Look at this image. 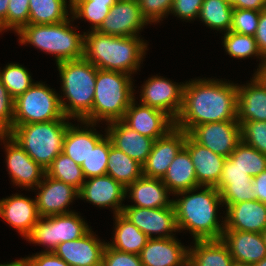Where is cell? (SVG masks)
<instances>
[{
  "label": "cell",
  "mask_w": 266,
  "mask_h": 266,
  "mask_svg": "<svg viewBox=\"0 0 266 266\" xmlns=\"http://www.w3.org/2000/svg\"><path fill=\"white\" fill-rule=\"evenodd\" d=\"M237 121V84L209 78L186 81L174 126L187 133L204 123Z\"/></svg>",
  "instance_id": "cell-1"
},
{
  "label": "cell",
  "mask_w": 266,
  "mask_h": 266,
  "mask_svg": "<svg viewBox=\"0 0 266 266\" xmlns=\"http://www.w3.org/2000/svg\"><path fill=\"white\" fill-rule=\"evenodd\" d=\"M174 196L178 197L173 200L172 204L179 232L189 231L193 240L221 239L225 229V220L223 216H221L222 221L219 220L217 213L220 205L223 207V202L220 192L214 186H200L176 193Z\"/></svg>",
  "instance_id": "cell-2"
},
{
  "label": "cell",
  "mask_w": 266,
  "mask_h": 266,
  "mask_svg": "<svg viewBox=\"0 0 266 266\" xmlns=\"http://www.w3.org/2000/svg\"><path fill=\"white\" fill-rule=\"evenodd\" d=\"M139 36H111L97 30L84 32V58L95 67L132 76L141 68L147 44Z\"/></svg>",
  "instance_id": "cell-3"
},
{
  "label": "cell",
  "mask_w": 266,
  "mask_h": 266,
  "mask_svg": "<svg viewBox=\"0 0 266 266\" xmlns=\"http://www.w3.org/2000/svg\"><path fill=\"white\" fill-rule=\"evenodd\" d=\"M56 66L63 92L59 96L63 114L74 121L83 120L92 111L98 68L84 57L63 61Z\"/></svg>",
  "instance_id": "cell-4"
},
{
  "label": "cell",
  "mask_w": 266,
  "mask_h": 266,
  "mask_svg": "<svg viewBox=\"0 0 266 266\" xmlns=\"http://www.w3.org/2000/svg\"><path fill=\"white\" fill-rule=\"evenodd\" d=\"M67 19L54 24H27L17 35L19 43L54 55L56 64L84 57V33H77L76 27Z\"/></svg>",
  "instance_id": "cell-5"
},
{
  "label": "cell",
  "mask_w": 266,
  "mask_h": 266,
  "mask_svg": "<svg viewBox=\"0 0 266 266\" xmlns=\"http://www.w3.org/2000/svg\"><path fill=\"white\" fill-rule=\"evenodd\" d=\"M132 80L127 73L98 69L92 111L83 120L106 124L122 120L135 99Z\"/></svg>",
  "instance_id": "cell-6"
},
{
  "label": "cell",
  "mask_w": 266,
  "mask_h": 266,
  "mask_svg": "<svg viewBox=\"0 0 266 266\" xmlns=\"http://www.w3.org/2000/svg\"><path fill=\"white\" fill-rule=\"evenodd\" d=\"M70 118L13 125L8 135L43 169L63 152V141Z\"/></svg>",
  "instance_id": "cell-7"
},
{
  "label": "cell",
  "mask_w": 266,
  "mask_h": 266,
  "mask_svg": "<svg viewBox=\"0 0 266 266\" xmlns=\"http://www.w3.org/2000/svg\"><path fill=\"white\" fill-rule=\"evenodd\" d=\"M60 95L43 82H35L14 99L13 125L59 120L64 117Z\"/></svg>",
  "instance_id": "cell-8"
},
{
  "label": "cell",
  "mask_w": 266,
  "mask_h": 266,
  "mask_svg": "<svg viewBox=\"0 0 266 266\" xmlns=\"http://www.w3.org/2000/svg\"><path fill=\"white\" fill-rule=\"evenodd\" d=\"M90 230L77 212H71L40 217L25 239L29 243L46 247L43 252H53L60 243L82 238Z\"/></svg>",
  "instance_id": "cell-9"
},
{
  "label": "cell",
  "mask_w": 266,
  "mask_h": 266,
  "mask_svg": "<svg viewBox=\"0 0 266 266\" xmlns=\"http://www.w3.org/2000/svg\"><path fill=\"white\" fill-rule=\"evenodd\" d=\"M0 141L5 147L7 171L13 185L26 190L35 189L44 178L46 170L36 163L8 134H0Z\"/></svg>",
  "instance_id": "cell-10"
},
{
  "label": "cell",
  "mask_w": 266,
  "mask_h": 266,
  "mask_svg": "<svg viewBox=\"0 0 266 266\" xmlns=\"http://www.w3.org/2000/svg\"><path fill=\"white\" fill-rule=\"evenodd\" d=\"M122 214L149 239L175 237L173 232H179L173 204L152 209L124 206Z\"/></svg>",
  "instance_id": "cell-11"
},
{
  "label": "cell",
  "mask_w": 266,
  "mask_h": 266,
  "mask_svg": "<svg viewBox=\"0 0 266 266\" xmlns=\"http://www.w3.org/2000/svg\"><path fill=\"white\" fill-rule=\"evenodd\" d=\"M184 86L183 82L173 83L170 79L154 75L141 86L139 102L164 111L175 121L182 108Z\"/></svg>",
  "instance_id": "cell-12"
},
{
  "label": "cell",
  "mask_w": 266,
  "mask_h": 266,
  "mask_svg": "<svg viewBox=\"0 0 266 266\" xmlns=\"http://www.w3.org/2000/svg\"><path fill=\"white\" fill-rule=\"evenodd\" d=\"M188 135L200 145L228 158L241 141L238 121L204 123L193 127Z\"/></svg>",
  "instance_id": "cell-13"
},
{
  "label": "cell",
  "mask_w": 266,
  "mask_h": 266,
  "mask_svg": "<svg viewBox=\"0 0 266 266\" xmlns=\"http://www.w3.org/2000/svg\"><path fill=\"white\" fill-rule=\"evenodd\" d=\"M33 190H38L35 200L40 217L74 212L69 210L68 206L79 198V190L77 188L53 179L46 174L40 184Z\"/></svg>",
  "instance_id": "cell-14"
},
{
  "label": "cell",
  "mask_w": 266,
  "mask_h": 266,
  "mask_svg": "<svg viewBox=\"0 0 266 266\" xmlns=\"http://www.w3.org/2000/svg\"><path fill=\"white\" fill-rule=\"evenodd\" d=\"M146 24L137 0H117L97 31L111 36H139Z\"/></svg>",
  "instance_id": "cell-15"
},
{
  "label": "cell",
  "mask_w": 266,
  "mask_h": 266,
  "mask_svg": "<svg viewBox=\"0 0 266 266\" xmlns=\"http://www.w3.org/2000/svg\"><path fill=\"white\" fill-rule=\"evenodd\" d=\"M187 134L174 126L164 136L156 139L146 162L142 165L143 176L162 179L173 159L184 147Z\"/></svg>",
  "instance_id": "cell-16"
},
{
  "label": "cell",
  "mask_w": 266,
  "mask_h": 266,
  "mask_svg": "<svg viewBox=\"0 0 266 266\" xmlns=\"http://www.w3.org/2000/svg\"><path fill=\"white\" fill-rule=\"evenodd\" d=\"M126 188L108 174L85 179L79 189V199L86 200L92 205L110 208L113 215L122 213L126 199Z\"/></svg>",
  "instance_id": "cell-17"
},
{
  "label": "cell",
  "mask_w": 266,
  "mask_h": 266,
  "mask_svg": "<svg viewBox=\"0 0 266 266\" xmlns=\"http://www.w3.org/2000/svg\"><path fill=\"white\" fill-rule=\"evenodd\" d=\"M135 100L136 98L131 102L122 119L131 129L156 140L174 127V120L164 111Z\"/></svg>",
  "instance_id": "cell-18"
},
{
  "label": "cell",
  "mask_w": 266,
  "mask_h": 266,
  "mask_svg": "<svg viewBox=\"0 0 266 266\" xmlns=\"http://www.w3.org/2000/svg\"><path fill=\"white\" fill-rule=\"evenodd\" d=\"M94 233L91 229L82 238L62 242L53 252L69 266H102L107 242H102Z\"/></svg>",
  "instance_id": "cell-19"
},
{
  "label": "cell",
  "mask_w": 266,
  "mask_h": 266,
  "mask_svg": "<svg viewBox=\"0 0 266 266\" xmlns=\"http://www.w3.org/2000/svg\"><path fill=\"white\" fill-rule=\"evenodd\" d=\"M176 237L148 239L139 253L143 266H187L189 247Z\"/></svg>",
  "instance_id": "cell-20"
},
{
  "label": "cell",
  "mask_w": 266,
  "mask_h": 266,
  "mask_svg": "<svg viewBox=\"0 0 266 266\" xmlns=\"http://www.w3.org/2000/svg\"><path fill=\"white\" fill-rule=\"evenodd\" d=\"M221 240L230 251L234 263L254 266L266 257L262 233L224 230Z\"/></svg>",
  "instance_id": "cell-21"
},
{
  "label": "cell",
  "mask_w": 266,
  "mask_h": 266,
  "mask_svg": "<svg viewBox=\"0 0 266 266\" xmlns=\"http://www.w3.org/2000/svg\"><path fill=\"white\" fill-rule=\"evenodd\" d=\"M0 217L26 238L40 219L36 200L22 194H12L0 200Z\"/></svg>",
  "instance_id": "cell-22"
},
{
  "label": "cell",
  "mask_w": 266,
  "mask_h": 266,
  "mask_svg": "<svg viewBox=\"0 0 266 266\" xmlns=\"http://www.w3.org/2000/svg\"><path fill=\"white\" fill-rule=\"evenodd\" d=\"M105 132L112 145L143 165L149 156L154 141L127 126L122 120L107 123Z\"/></svg>",
  "instance_id": "cell-23"
},
{
  "label": "cell",
  "mask_w": 266,
  "mask_h": 266,
  "mask_svg": "<svg viewBox=\"0 0 266 266\" xmlns=\"http://www.w3.org/2000/svg\"><path fill=\"white\" fill-rule=\"evenodd\" d=\"M225 229L262 233L266 229V204L258 200L225 207Z\"/></svg>",
  "instance_id": "cell-24"
},
{
  "label": "cell",
  "mask_w": 266,
  "mask_h": 266,
  "mask_svg": "<svg viewBox=\"0 0 266 266\" xmlns=\"http://www.w3.org/2000/svg\"><path fill=\"white\" fill-rule=\"evenodd\" d=\"M251 81L237 84V121H266V87L253 74Z\"/></svg>",
  "instance_id": "cell-25"
},
{
  "label": "cell",
  "mask_w": 266,
  "mask_h": 266,
  "mask_svg": "<svg viewBox=\"0 0 266 266\" xmlns=\"http://www.w3.org/2000/svg\"><path fill=\"white\" fill-rule=\"evenodd\" d=\"M184 147L189 151L200 186H216L219 182L226 157L195 142L188 134Z\"/></svg>",
  "instance_id": "cell-26"
},
{
  "label": "cell",
  "mask_w": 266,
  "mask_h": 266,
  "mask_svg": "<svg viewBox=\"0 0 266 266\" xmlns=\"http://www.w3.org/2000/svg\"><path fill=\"white\" fill-rule=\"evenodd\" d=\"M77 122L84 126L69 124L63 141V153L81 166L91 150L104 138V135L98 133L94 128L98 123L84 120H77Z\"/></svg>",
  "instance_id": "cell-27"
},
{
  "label": "cell",
  "mask_w": 266,
  "mask_h": 266,
  "mask_svg": "<svg viewBox=\"0 0 266 266\" xmlns=\"http://www.w3.org/2000/svg\"><path fill=\"white\" fill-rule=\"evenodd\" d=\"M125 194L128 199L131 198L130 200L134 201V204L124 206L152 209L170 207L173 203V199L168 197L171 193L160 178L142 176L126 187Z\"/></svg>",
  "instance_id": "cell-28"
},
{
  "label": "cell",
  "mask_w": 266,
  "mask_h": 266,
  "mask_svg": "<svg viewBox=\"0 0 266 266\" xmlns=\"http://www.w3.org/2000/svg\"><path fill=\"white\" fill-rule=\"evenodd\" d=\"M162 182L173 195L200 187L189 151L185 147L178 152L169 165Z\"/></svg>",
  "instance_id": "cell-29"
},
{
  "label": "cell",
  "mask_w": 266,
  "mask_h": 266,
  "mask_svg": "<svg viewBox=\"0 0 266 266\" xmlns=\"http://www.w3.org/2000/svg\"><path fill=\"white\" fill-rule=\"evenodd\" d=\"M189 247V266H233L230 251L222 240H194Z\"/></svg>",
  "instance_id": "cell-30"
},
{
  "label": "cell",
  "mask_w": 266,
  "mask_h": 266,
  "mask_svg": "<svg viewBox=\"0 0 266 266\" xmlns=\"http://www.w3.org/2000/svg\"><path fill=\"white\" fill-rule=\"evenodd\" d=\"M113 218L115 219L113 241L106 244L115 250L139 255L149 238L122 213L114 215Z\"/></svg>",
  "instance_id": "cell-31"
},
{
  "label": "cell",
  "mask_w": 266,
  "mask_h": 266,
  "mask_svg": "<svg viewBox=\"0 0 266 266\" xmlns=\"http://www.w3.org/2000/svg\"><path fill=\"white\" fill-rule=\"evenodd\" d=\"M106 174L126 188L143 176V166L123 151L111 145Z\"/></svg>",
  "instance_id": "cell-32"
},
{
  "label": "cell",
  "mask_w": 266,
  "mask_h": 266,
  "mask_svg": "<svg viewBox=\"0 0 266 266\" xmlns=\"http://www.w3.org/2000/svg\"><path fill=\"white\" fill-rule=\"evenodd\" d=\"M67 8L65 0H29L28 24L63 22L71 17Z\"/></svg>",
  "instance_id": "cell-33"
},
{
  "label": "cell",
  "mask_w": 266,
  "mask_h": 266,
  "mask_svg": "<svg viewBox=\"0 0 266 266\" xmlns=\"http://www.w3.org/2000/svg\"><path fill=\"white\" fill-rule=\"evenodd\" d=\"M233 11L225 0H203L198 19L211 29L227 33L231 29Z\"/></svg>",
  "instance_id": "cell-34"
},
{
  "label": "cell",
  "mask_w": 266,
  "mask_h": 266,
  "mask_svg": "<svg viewBox=\"0 0 266 266\" xmlns=\"http://www.w3.org/2000/svg\"><path fill=\"white\" fill-rule=\"evenodd\" d=\"M46 175L70 184L78 190L85 182L81 166L63 152H61L46 169Z\"/></svg>",
  "instance_id": "cell-35"
},
{
  "label": "cell",
  "mask_w": 266,
  "mask_h": 266,
  "mask_svg": "<svg viewBox=\"0 0 266 266\" xmlns=\"http://www.w3.org/2000/svg\"><path fill=\"white\" fill-rule=\"evenodd\" d=\"M228 158L251 177H255L266 170V155L242 140Z\"/></svg>",
  "instance_id": "cell-36"
},
{
  "label": "cell",
  "mask_w": 266,
  "mask_h": 266,
  "mask_svg": "<svg viewBox=\"0 0 266 266\" xmlns=\"http://www.w3.org/2000/svg\"><path fill=\"white\" fill-rule=\"evenodd\" d=\"M222 37V44L226 54L228 53L231 58L246 59L247 57H256L261 61L259 64L265 60L259 51L254 36L229 31L224 33Z\"/></svg>",
  "instance_id": "cell-37"
},
{
  "label": "cell",
  "mask_w": 266,
  "mask_h": 266,
  "mask_svg": "<svg viewBox=\"0 0 266 266\" xmlns=\"http://www.w3.org/2000/svg\"><path fill=\"white\" fill-rule=\"evenodd\" d=\"M0 79L13 99L35 83L28 69L18 63H9L0 70Z\"/></svg>",
  "instance_id": "cell-38"
},
{
  "label": "cell",
  "mask_w": 266,
  "mask_h": 266,
  "mask_svg": "<svg viewBox=\"0 0 266 266\" xmlns=\"http://www.w3.org/2000/svg\"><path fill=\"white\" fill-rule=\"evenodd\" d=\"M117 0H86L76 7L71 16L91 23L90 30H97Z\"/></svg>",
  "instance_id": "cell-39"
},
{
  "label": "cell",
  "mask_w": 266,
  "mask_h": 266,
  "mask_svg": "<svg viewBox=\"0 0 266 266\" xmlns=\"http://www.w3.org/2000/svg\"><path fill=\"white\" fill-rule=\"evenodd\" d=\"M112 145L110 138L105 133L104 138L91 150L87 159L81 164L85 179L106 174L109 149Z\"/></svg>",
  "instance_id": "cell-40"
},
{
  "label": "cell",
  "mask_w": 266,
  "mask_h": 266,
  "mask_svg": "<svg viewBox=\"0 0 266 266\" xmlns=\"http://www.w3.org/2000/svg\"><path fill=\"white\" fill-rule=\"evenodd\" d=\"M240 126L241 140L266 155V121H245Z\"/></svg>",
  "instance_id": "cell-41"
},
{
  "label": "cell",
  "mask_w": 266,
  "mask_h": 266,
  "mask_svg": "<svg viewBox=\"0 0 266 266\" xmlns=\"http://www.w3.org/2000/svg\"><path fill=\"white\" fill-rule=\"evenodd\" d=\"M260 11L234 8L230 31L254 36L258 27Z\"/></svg>",
  "instance_id": "cell-42"
},
{
  "label": "cell",
  "mask_w": 266,
  "mask_h": 266,
  "mask_svg": "<svg viewBox=\"0 0 266 266\" xmlns=\"http://www.w3.org/2000/svg\"><path fill=\"white\" fill-rule=\"evenodd\" d=\"M142 16L149 24H157L168 17L173 0H137Z\"/></svg>",
  "instance_id": "cell-43"
},
{
  "label": "cell",
  "mask_w": 266,
  "mask_h": 266,
  "mask_svg": "<svg viewBox=\"0 0 266 266\" xmlns=\"http://www.w3.org/2000/svg\"><path fill=\"white\" fill-rule=\"evenodd\" d=\"M29 0H9L7 10V30L16 34L28 24Z\"/></svg>",
  "instance_id": "cell-44"
},
{
  "label": "cell",
  "mask_w": 266,
  "mask_h": 266,
  "mask_svg": "<svg viewBox=\"0 0 266 266\" xmlns=\"http://www.w3.org/2000/svg\"><path fill=\"white\" fill-rule=\"evenodd\" d=\"M252 183L253 179L247 184L225 185L219 191L223 206L256 200V195L252 190Z\"/></svg>",
  "instance_id": "cell-45"
},
{
  "label": "cell",
  "mask_w": 266,
  "mask_h": 266,
  "mask_svg": "<svg viewBox=\"0 0 266 266\" xmlns=\"http://www.w3.org/2000/svg\"><path fill=\"white\" fill-rule=\"evenodd\" d=\"M14 99L0 79V134H8L13 127Z\"/></svg>",
  "instance_id": "cell-46"
},
{
  "label": "cell",
  "mask_w": 266,
  "mask_h": 266,
  "mask_svg": "<svg viewBox=\"0 0 266 266\" xmlns=\"http://www.w3.org/2000/svg\"><path fill=\"white\" fill-rule=\"evenodd\" d=\"M253 177L245 174L229 158H226L218 184L215 188L220 191L225 185L247 184Z\"/></svg>",
  "instance_id": "cell-47"
},
{
  "label": "cell",
  "mask_w": 266,
  "mask_h": 266,
  "mask_svg": "<svg viewBox=\"0 0 266 266\" xmlns=\"http://www.w3.org/2000/svg\"><path fill=\"white\" fill-rule=\"evenodd\" d=\"M102 266H143L139 255L115 250L107 244L103 251Z\"/></svg>",
  "instance_id": "cell-48"
},
{
  "label": "cell",
  "mask_w": 266,
  "mask_h": 266,
  "mask_svg": "<svg viewBox=\"0 0 266 266\" xmlns=\"http://www.w3.org/2000/svg\"><path fill=\"white\" fill-rule=\"evenodd\" d=\"M203 0H173L169 14L181 18L183 21H192L199 17Z\"/></svg>",
  "instance_id": "cell-49"
},
{
  "label": "cell",
  "mask_w": 266,
  "mask_h": 266,
  "mask_svg": "<svg viewBox=\"0 0 266 266\" xmlns=\"http://www.w3.org/2000/svg\"><path fill=\"white\" fill-rule=\"evenodd\" d=\"M21 259L24 266H69L54 252L41 251Z\"/></svg>",
  "instance_id": "cell-50"
},
{
  "label": "cell",
  "mask_w": 266,
  "mask_h": 266,
  "mask_svg": "<svg viewBox=\"0 0 266 266\" xmlns=\"http://www.w3.org/2000/svg\"><path fill=\"white\" fill-rule=\"evenodd\" d=\"M254 38L262 57L266 59V9L260 11L259 23Z\"/></svg>",
  "instance_id": "cell-51"
},
{
  "label": "cell",
  "mask_w": 266,
  "mask_h": 266,
  "mask_svg": "<svg viewBox=\"0 0 266 266\" xmlns=\"http://www.w3.org/2000/svg\"><path fill=\"white\" fill-rule=\"evenodd\" d=\"M252 190L256 200L266 204V170L253 177Z\"/></svg>",
  "instance_id": "cell-52"
},
{
  "label": "cell",
  "mask_w": 266,
  "mask_h": 266,
  "mask_svg": "<svg viewBox=\"0 0 266 266\" xmlns=\"http://www.w3.org/2000/svg\"><path fill=\"white\" fill-rule=\"evenodd\" d=\"M233 8L261 11L266 9V0H237Z\"/></svg>",
  "instance_id": "cell-53"
},
{
  "label": "cell",
  "mask_w": 266,
  "mask_h": 266,
  "mask_svg": "<svg viewBox=\"0 0 266 266\" xmlns=\"http://www.w3.org/2000/svg\"><path fill=\"white\" fill-rule=\"evenodd\" d=\"M9 0H0V33L7 30V10Z\"/></svg>",
  "instance_id": "cell-54"
},
{
  "label": "cell",
  "mask_w": 266,
  "mask_h": 266,
  "mask_svg": "<svg viewBox=\"0 0 266 266\" xmlns=\"http://www.w3.org/2000/svg\"><path fill=\"white\" fill-rule=\"evenodd\" d=\"M257 71H255L254 75L261 81V83L266 87V59L258 64Z\"/></svg>",
  "instance_id": "cell-55"
},
{
  "label": "cell",
  "mask_w": 266,
  "mask_h": 266,
  "mask_svg": "<svg viewBox=\"0 0 266 266\" xmlns=\"http://www.w3.org/2000/svg\"><path fill=\"white\" fill-rule=\"evenodd\" d=\"M86 0H65L66 6L68 5V10L70 9V13L76 8L78 7L81 3H83ZM69 2V4H67Z\"/></svg>",
  "instance_id": "cell-56"
},
{
  "label": "cell",
  "mask_w": 266,
  "mask_h": 266,
  "mask_svg": "<svg viewBox=\"0 0 266 266\" xmlns=\"http://www.w3.org/2000/svg\"><path fill=\"white\" fill-rule=\"evenodd\" d=\"M0 266H24V265H23L22 259L20 258L19 260L12 261L10 263L7 262V264L0 263Z\"/></svg>",
  "instance_id": "cell-57"
},
{
  "label": "cell",
  "mask_w": 266,
  "mask_h": 266,
  "mask_svg": "<svg viewBox=\"0 0 266 266\" xmlns=\"http://www.w3.org/2000/svg\"><path fill=\"white\" fill-rule=\"evenodd\" d=\"M254 266H266V257L256 263Z\"/></svg>",
  "instance_id": "cell-58"
},
{
  "label": "cell",
  "mask_w": 266,
  "mask_h": 266,
  "mask_svg": "<svg viewBox=\"0 0 266 266\" xmlns=\"http://www.w3.org/2000/svg\"><path fill=\"white\" fill-rule=\"evenodd\" d=\"M230 6H234L237 3V0H225Z\"/></svg>",
  "instance_id": "cell-59"
},
{
  "label": "cell",
  "mask_w": 266,
  "mask_h": 266,
  "mask_svg": "<svg viewBox=\"0 0 266 266\" xmlns=\"http://www.w3.org/2000/svg\"><path fill=\"white\" fill-rule=\"evenodd\" d=\"M262 236L264 238V242H265V245H266V229L262 232Z\"/></svg>",
  "instance_id": "cell-60"
},
{
  "label": "cell",
  "mask_w": 266,
  "mask_h": 266,
  "mask_svg": "<svg viewBox=\"0 0 266 266\" xmlns=\"http://www.w3.org/2000/svg\"><path fill=\"white\" fill-rule=\"evenodd\" d=\"M233 266H250V265H244V264H237V263H234Z\"/></svg>",
  "instance_id": "cell-61"
}]
</instances>
